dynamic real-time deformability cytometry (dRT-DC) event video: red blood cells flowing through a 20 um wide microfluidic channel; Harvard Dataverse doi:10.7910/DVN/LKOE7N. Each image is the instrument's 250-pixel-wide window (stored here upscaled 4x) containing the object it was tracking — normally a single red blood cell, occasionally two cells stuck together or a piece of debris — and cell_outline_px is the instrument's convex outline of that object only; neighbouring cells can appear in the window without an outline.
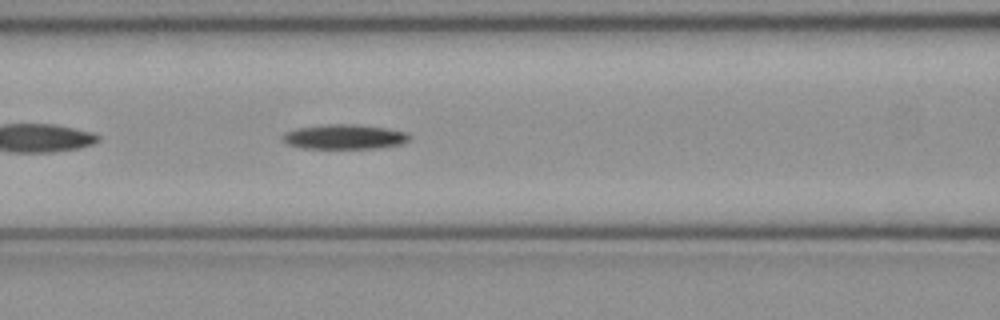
{"species": "common noctule bat (a hibernating species)", "species_latin": "Nyctalus noctula", "temperature_condition": "cold", "stored_images_in_passage": 34, "camera_frame_rate_fps": 3000, "um_per_image_px": 0.085, "animal": {"sex": "female", "body_mass_g": 21.9}, "frame": {"image": 1, "passage_image": 8, "time_ms": 2.333, "image_size_px": [1000, 320], "cell_outline_px": [[408, 140], [400, 144], [376, 148], [300, 148], [288, 144], [280, 136], [284, 132], [296, 128], [324, 124], [360, 124], [388, 128], [408, 132]], "centroid_in_image_um": [29.24, 11.61], "position_along_channel_um": 137.4, "area_um2": 18.38}}
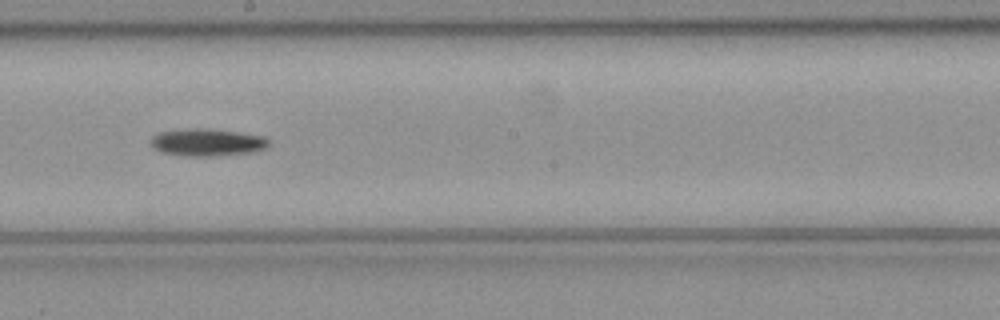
{"frame": {"image": 2, "passage_image": 15, "time_ms": 4.667, "image_size_px": [1000, 320], "cell_outline_px": [[268, 144], [264, 148], [252, 152], [212, 156], [188, 156], [160, 152], [152, 148], [152, 136], [160, 132], [192, 128], [204, 128], [236, 132], [264, 136], [268, 140]], "centroid_in_image_um": [17.58, 12.1], "position_along_channel_um": 230.6, "area_um2": 18.55}}
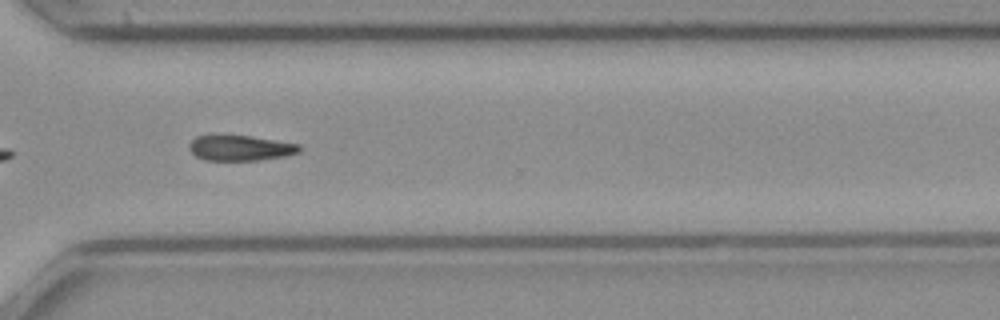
{"frame": {"image": 3, "passage_image": 24, "time_ms": 7.667, "image_size_px": [1000, 320], "cell_outline_px": [[300, 152], [284, 156], [256, 160], [204, 160], [196, 156], [188, 148], [188, 144], [196, 136], [252, 136], [300, 144]], "centroid_in_image_um": [20.42, 12.58], "position_along_channel_um": 350.2, "area_um2": 16.13}}